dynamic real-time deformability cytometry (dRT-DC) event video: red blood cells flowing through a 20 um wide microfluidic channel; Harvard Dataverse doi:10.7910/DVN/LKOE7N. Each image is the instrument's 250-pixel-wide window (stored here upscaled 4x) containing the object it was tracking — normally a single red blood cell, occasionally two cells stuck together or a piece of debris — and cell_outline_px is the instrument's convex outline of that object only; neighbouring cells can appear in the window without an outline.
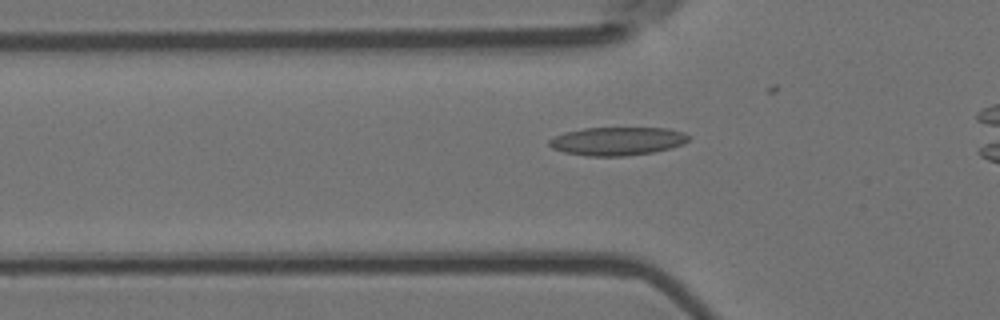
{"species": "Egyptian fruit bat (a non-hibernating species)", "species_latin": "Rousettus aegyptiacus", "temperature_condition": "room temperature", "stored_images_in_passage": 40, "camera_frame_rate_fps": 3000, "um_per_image_px": 0.085, "animal": {"sex": "female"}, "frame": {"image": 1, "passage_image": 13, "time_ms": 4.0, "image_size_px": [1000, 320], "cell_outline_px": [[692, 136], [684, 144], [672, 148], [652, 152], [624, 156], [588, 156], [564, 152], [552, 148], [548, 144], [548, 140], [564, 132], [584, 128], [668, 128], [684, 132]], "centroid_in_image_um": [52.5, 11.99], "position_along_channel_um": 73.3, "area_um2": 23.12}}
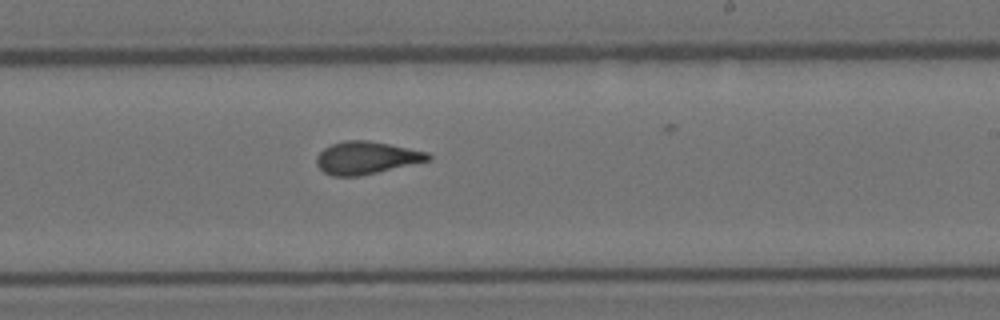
{"frame": {"image": 2, "passage_image": 28, "time_ms": 9.0, "image_size_px": [1000, 320], "cell_outline_px": [[432, 160], [360, 176], [332, 176], [324, 172], [316, 164], [316, 156], [324, 148], [332, 144], [344, 140], [368, 140], [428, 152], [432, 156]], "centroid_in_image_um": [31.14, 13.41], "position_along_channel_um": 257.9, "area_um2": 21.21}}
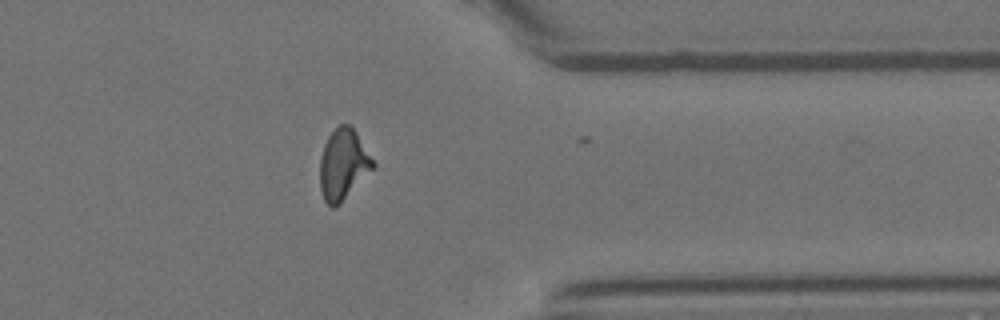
{"frame": {"image": 3, "passage_image": 39, "time_ms": 12.667, "image_size_px": [1000, 320], "cell_outline_px": [[376, 168], [340, 204], [332, 208], [324, 200], [320, 188], [320, 160], [324, 144], [328, 136], [340, 124], [348, 124], [356, 132], [376, 164]], "centroid_in_image_um": [29.19, 14.01], "position_along_channel_um": 382.2, "area_um2": 22.02}, "authors_computed_cell_mechanics": {"area_um2": 20.8947, "velocity_mm_per_s": 3.6716, "shape_relaxation_time_tau1_ms": 9.2082, "shape_relaxation_time_tau2_ms": 1.6573, "deformation_change_tau1": 0.2356, "deformation_change_tau2": 0.0796}}